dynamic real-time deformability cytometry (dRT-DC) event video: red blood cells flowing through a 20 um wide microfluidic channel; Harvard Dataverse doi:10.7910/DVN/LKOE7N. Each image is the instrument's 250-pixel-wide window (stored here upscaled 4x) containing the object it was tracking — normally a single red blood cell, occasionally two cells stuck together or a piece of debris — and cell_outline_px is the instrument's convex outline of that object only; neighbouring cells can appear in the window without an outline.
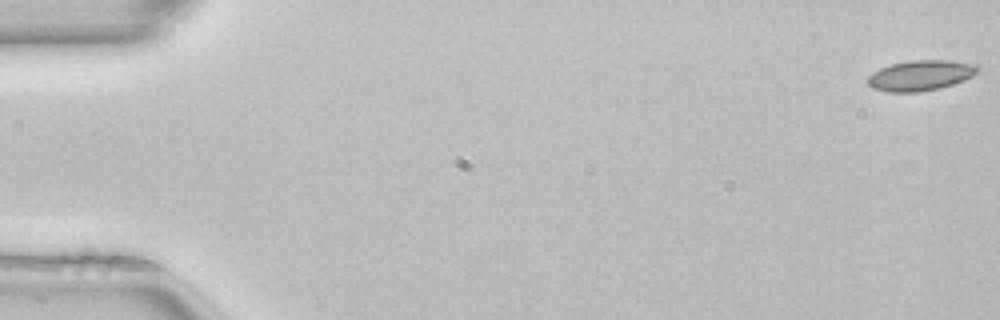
{"species": "common noctule bat (a hibernating species)", "species_latin": "Nyctalus noctula", "temperature_condition": "room temperature", "stored_images_in_passage": 51, "camera_frame_rate_fps": 3000, "um_per_image_px": 0.085, "animal": {"sex": "female", "body_mass_g": 22.7, "forearm_length_mm": 54.2}, "frame": {"image": 1, "passage_image": 1, "time_ms": 0.0, "image_size_px": [1000, 320], "cell_outline_px": [[980, 68], [972, 76], [964, 80], [940, 88], [916, 92], [888, 92], [872, 88], [868, 84], [868, 76], [872, 72], [880, 68], [892, 64], [908, 60], [948, 60], [980, 64]], "centroid_in_image_um": [78.26, 6.4], "position_along_channel_um": 6.7, "area_um2": 19.59}}
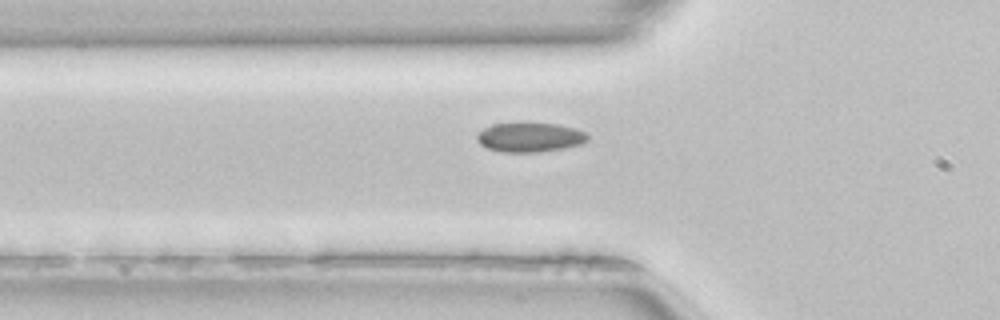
{"frame": {"image": 2, "passage_image": 18, "time_ms": 5.667, "image_size_px": [1000, 320], "cell_outline_px": [[588, 140], [580, 144], [564, 148], [536, 152], [504, 152], [488, 148], [480, 144], [476, 140], [476, 136], [484, 128], [492, 124], [556, 124], [576, 128], [584, 132], [588, 136]], "centroid_in_image_um": [45.04, 11.68], "position_along_channel_um": 80.8, "area_um2": 18.61}}
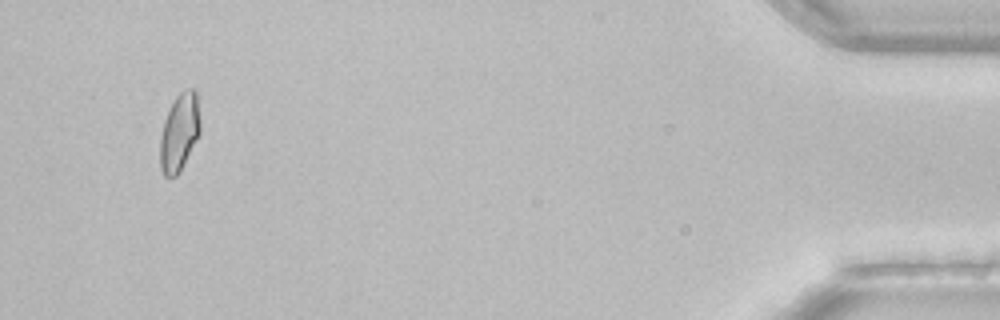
{"frame": {"image": 3, "passage_image": 49, "time_ms": 16.0, "image_size_px": [1000, 320], "cell_outline_px": [[200, 132], [180, 172], [176, 176], [164, 176], [160, 168], [160, 136], [164, 120], [176, 96], [184, 88], [192, 88], [196, 92], [200, 120]], "centroid_in_image_um": [15.24, 11.24], "position_along_channel_um": 420.0, "area_um2": 18.09}, "authors_computed_cell_mechanics": {"area_um2": 18.3804, "velocity_mm_per_s": 4.0397, "shape_relaxation_time_tau1_ms": 5.9582, "shape_relaxation_time_tau2_ms": 0.9076, "deformation_change_tau1": 0.1068, "deformation_change_tau2": 0.0441}}